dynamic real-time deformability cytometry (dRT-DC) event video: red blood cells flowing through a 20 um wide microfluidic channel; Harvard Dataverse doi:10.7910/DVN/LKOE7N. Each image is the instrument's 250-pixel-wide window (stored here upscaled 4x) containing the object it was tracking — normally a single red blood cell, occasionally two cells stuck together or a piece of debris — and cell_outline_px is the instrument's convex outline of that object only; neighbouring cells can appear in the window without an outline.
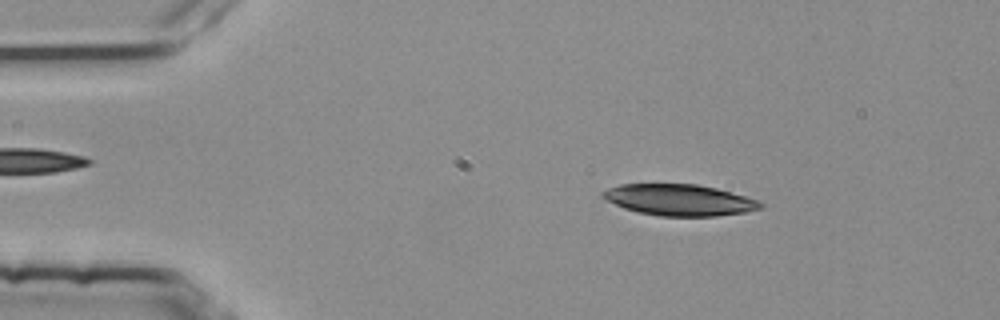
{"species": "common noctule bat (a hibernating species)", "species_latin": "Nyctalus noctula", "temperature_condition": "room temperature", "stored_images_in_passage": 52, "camera_frame_rate_fps": 3000, "um_per_image_px": 0.085, "animal": {"sex": "female", "body_mass_g": 25.1}, "frame": {"image": 1, "passage_image": 8, "time_ms": 2.333, "image_size_px": [1000, 320], "cell_outline_px": [[764, 208], [748, 212], [716, 216], [660, 216], [640, 212], [624, 208], [600, 196], [600, 192], [608, 188], [620, 184], [696, 184], [716, 188], [760, 200], [764, 204]], "centroid_in_image_um": [57.79, 16.99], "position_along_channel_um": 27.2, "area_um2": 28.84}}
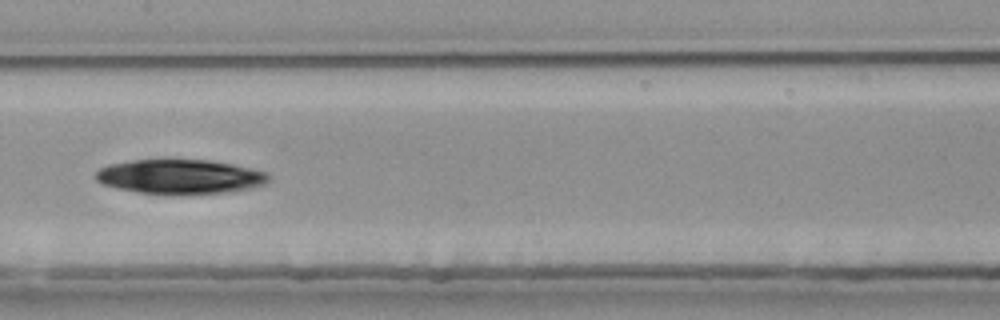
{"frame": {"image": 2, "passage_image": 26, "time_ms": 8.333, "image_size_px": [1000, 320], "cell_outline_px": [[268, 180], [264, 184], [248, 188], [224, 192], [140, 192], [116, 188], [100, 184], [96, 180], [96, 172], [100, 168], [108, 164], [136, 160], [208, 160], [232, 164], [268, 172]], "centroid_in_image_um": [15.26, 14.98], "position_along_channel_um": 192.1, "area_um2": 33.64}}
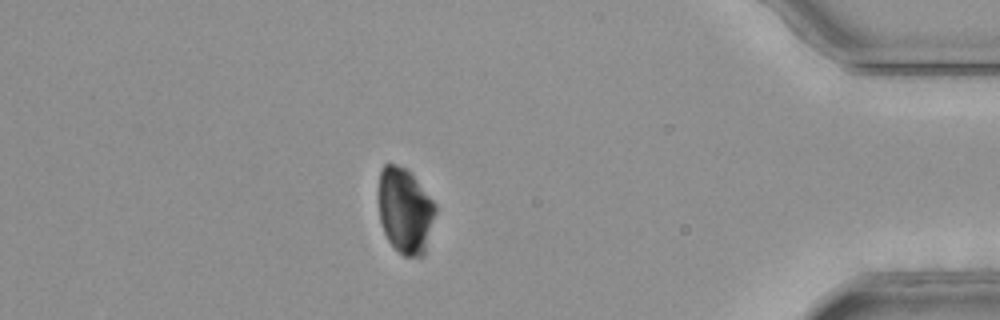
{"frame": {"image": 3, "passage_image": 46, "time_ms": 15.0, "image_size_px": [1000, 320], "cell_outline_px": [[436, 212], [424, 256], [404, 256], [392, 248], [384, 232], [380, 220], [380, 168], [384, 164], [396, 164], [408, 168], [436, 204]], "centroid_in_image_um": [34.45, 17.91], "position_along_channel_um": 400.7, "area_um2": 28.5}}